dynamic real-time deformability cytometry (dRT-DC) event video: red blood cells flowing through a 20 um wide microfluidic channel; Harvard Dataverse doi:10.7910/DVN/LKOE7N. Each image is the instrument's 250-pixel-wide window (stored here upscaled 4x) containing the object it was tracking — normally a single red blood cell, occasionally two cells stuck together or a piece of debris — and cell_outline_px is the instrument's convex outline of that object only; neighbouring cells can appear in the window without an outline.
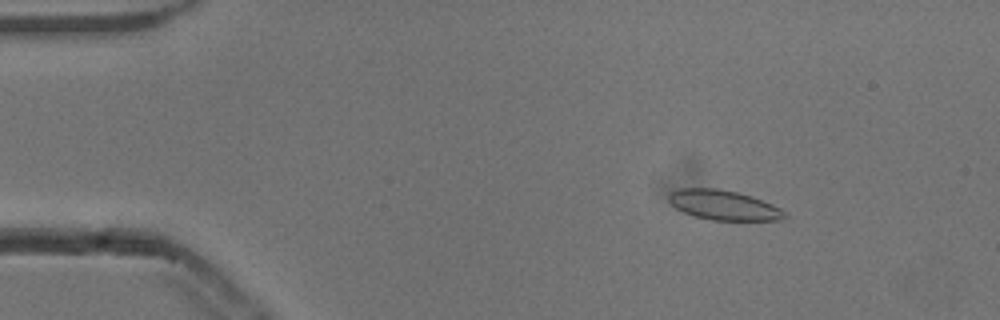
{"species": "common noctule bat (a hibernating species)", "species_latin": "Nyctalus noctula", "temperature_condition": "cold", "stored_images_in_passage": 54, "camera_frame_rate_fps": 3000, "um_per_image_px": 0.085, "animal": {"sex": "male", "body_mass_g": 13.3}, "frame": {"image": 1, "passage_image": 8, "time_ms": 2.333, "image_size_px": [1000, 320], "cell_outline_px": [[788, 216], [784, 220], [712, 220], [696, 216], [684, 212], [676, 208], [668, 200], [668, 196], [672, 192], [680, 188], [716, 188], [736, 192], [752, 196], [772, 204], [788, 212]], "centroid_in_image_um": [61.56, 17.44], "position_along_channel_um": 23.4, "area_um2": 20.11}}
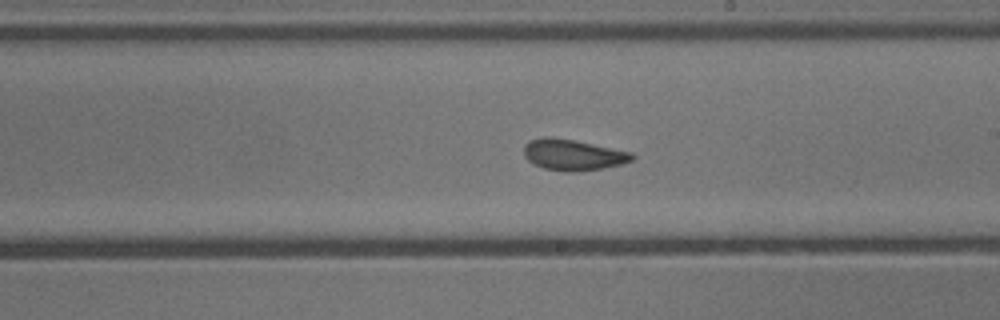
{"frame": {"image": 2, "passage_image": 31, "time_ms": 10.0, "image_size_px": [1000, 320], "cell_outline_px": [[636, 156], [632, 160], [620, 164], [604, 168], [580, 172], [568, 172], [544, 168], [528, 160], [524, 156], [524, 144], [528, 140], [544, 136], [552, 136], [632, 152]], "centroid_in_image_um": [48.68, 13.16], "position_along_channel_um": 240.3, "area_um2": 19.59}}
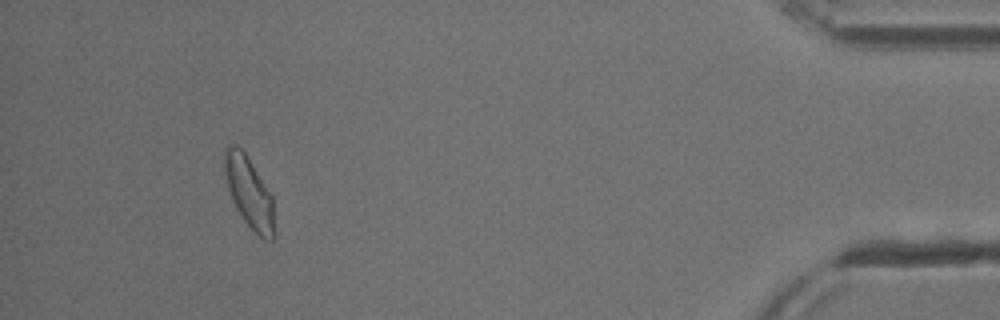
{"frame": {"image": 3, "passage_image": 50, "time_ms": 16.333, "image_size_px": [1000, 320], "cell_outline_px": [[276, 236], [272, 240], [264, 240], [244, 220], [236, 208], [232, 200], [228, 188], [224, 172], [224, 148], [228, 144], [236, 144], [244, 152], [272, 196], [276, 232]], "centroid_in_image_um": [21.18, 16.37], "position_along_channel_um": 414.0, "area_um2": 20.58}, "authors_computed_cell_mechanics": {"area_um2": 19.9988, "velocity_mm_per_s": 3.8255, "shape_relaxation_time_tau1_ms": 9.6941, "shape_relaxation_time_tau2_ms": 1.0657, "deformation_change_tau1": 0.1393, "deformation_change_tau2": 0.0658}}